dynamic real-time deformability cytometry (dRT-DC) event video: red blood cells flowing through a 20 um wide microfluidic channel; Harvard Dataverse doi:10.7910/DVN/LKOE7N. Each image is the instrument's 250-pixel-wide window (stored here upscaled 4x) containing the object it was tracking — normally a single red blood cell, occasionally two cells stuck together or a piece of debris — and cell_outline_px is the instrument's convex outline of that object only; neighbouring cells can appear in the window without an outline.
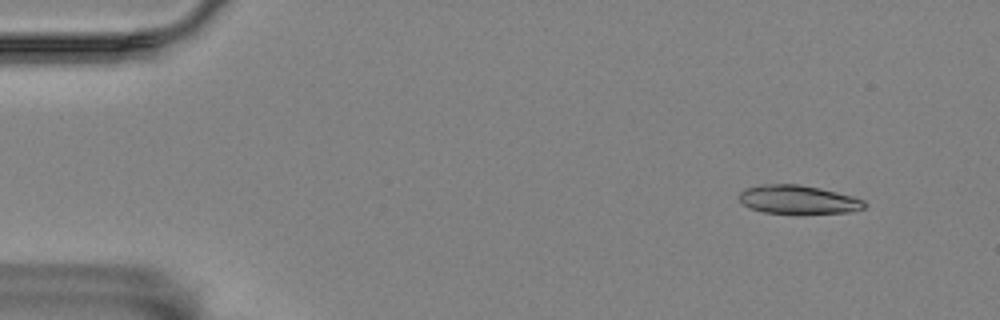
{"species": "Egyptian fruit bat (a non-hibernating species)", "species_latin": "Rousettus aegyptiacus", "temperature_condition": "room temperature", "stored_images_in_passage": 5, "camera_frame_rate_fps": 3000, "um_per_image_px": 0.085, "animal": {"sex": "female"}, "frame": {"image": 1, "passage_image": 2, "time_ms": 1.0, "image_size_px": [1000, 320], "cell_outline_px": [[868, 204], [864, 208], [852, 212], [764, 212], [748, 208], [736, 196], [744, 188], [760, 184], [800, 184], [820, 188], [852, 196], [864, 200]], "centroid_in_image_um": [67.81, 16.94], "position_along_channel_um": 17.2, "area_um2": 20.69}}
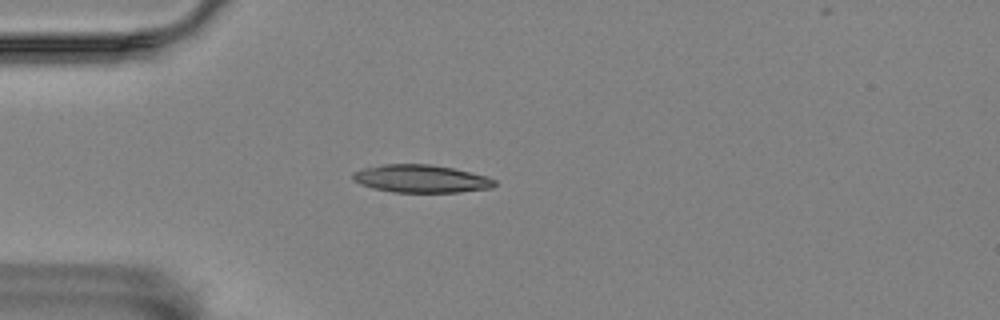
{"frame": {"image": 2, "passage_image": 5, "time_ms": 4.333, "image_size_px": [1000, 320], "cell_outline_px": [[496, 184], [492, 188], [460, 192], [392, 192], [372, 188], [360, 184], [352, 180], [352, 172], [364, 168], [384, 164], [428, 164], [452, 168], [488, 176], [496, 180]], "centroid_in_image_um": [35.78, 15.19], "position_along_channel_um": 49.2, "area_um2": 23.06}}